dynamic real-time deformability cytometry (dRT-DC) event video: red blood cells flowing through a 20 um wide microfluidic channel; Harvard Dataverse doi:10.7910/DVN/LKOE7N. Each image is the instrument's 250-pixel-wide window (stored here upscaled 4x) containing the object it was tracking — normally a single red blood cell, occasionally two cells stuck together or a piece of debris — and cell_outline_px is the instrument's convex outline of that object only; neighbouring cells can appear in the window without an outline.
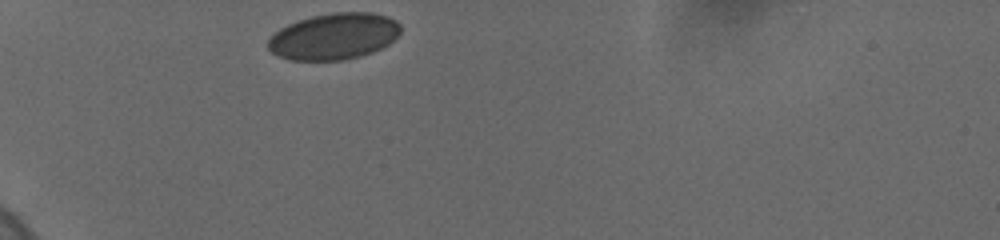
{"species": "human", "species_latin": "Homo sapiens", "temperature_condition": "cold", "stored_images_in_passage": 29, "camera_frame_rate_fps": 3000, "um_per_image_px": 0.085, "donor": {"sex": "female"}, "frame": {"image": 1, "passage_image": 1, "time_ms": 0.0, "image_size_px": [1000, 240], "cell_outline_px": [[400, 32], [388, 44], [372, 52], [360, 56], [344, 60], [288, 60], [272, 52], [268, 48], [268, 40], [280, 28], [296, 20], [312, 16], [332, 12], [372, 12], [388, 16], [396, 20], [400, 24]], "centroid_in_image_um": [28.39, 3.08], "position_along_channel_um": 56.6, "area_um2": 35.84}}
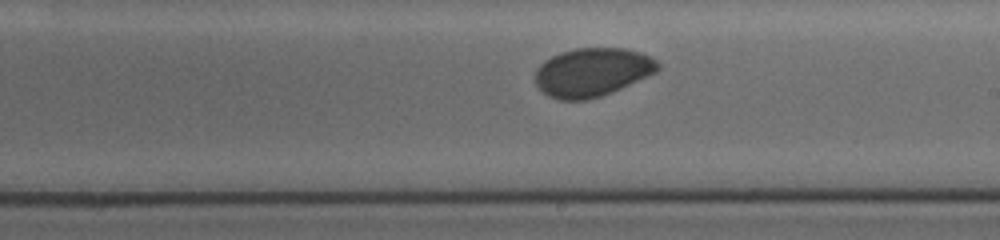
{"frame": {"image": 2, "passage_image": 17, "time_ms": 5.667, "image_size_px": [1000, 240], "cell_outline_px": [[660, 68], [656, 72], [612, 92], [588, 100], [560, 100], [548, 96], [536, 84], [536, 68], [544, 60], [560, 52], [576, 48], [624, 48], [640, 52], [652, 56], [660, 64]], "centroid_in_image_um": [50.35, 6.13], "position_along_channel_um": 238.7, "area_um2": 34.74}}
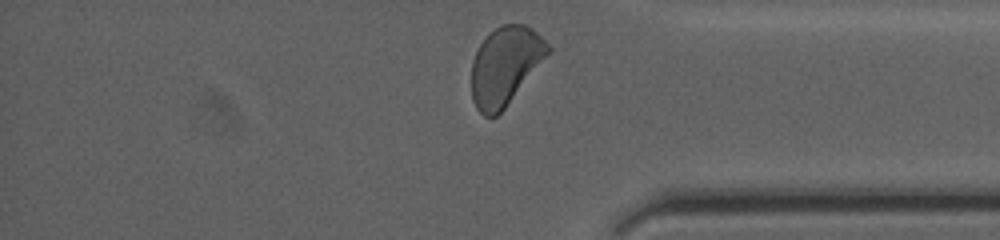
{"frame": {"image": 3, "passage_image": 29, "time_ms": 10.0, "image_size_px": [1000, 240], "cell_outline_px": [[552, 48], [504, 108], [496, 116], [484, 116], [476, 108], [472, 100], [472, 60], [480, 44], [500, 24], [524, 24], [532, 28]], "centroid_in_image_um": [42.91, 5.58], "position_along_channel_um": 392.3, "area_um2": 33.99}, "authors_computed_cell_mechanics": {"area_um2": 34.8534, "velocity_mm_per_s": 3.6777, "shape_relaxation_time_tau1_ms": 4.1264, "shape_relaxation_time_tau2_ms": null, "deformation_change_tau1": 0.0646, "deformation_change_tau2": null}}